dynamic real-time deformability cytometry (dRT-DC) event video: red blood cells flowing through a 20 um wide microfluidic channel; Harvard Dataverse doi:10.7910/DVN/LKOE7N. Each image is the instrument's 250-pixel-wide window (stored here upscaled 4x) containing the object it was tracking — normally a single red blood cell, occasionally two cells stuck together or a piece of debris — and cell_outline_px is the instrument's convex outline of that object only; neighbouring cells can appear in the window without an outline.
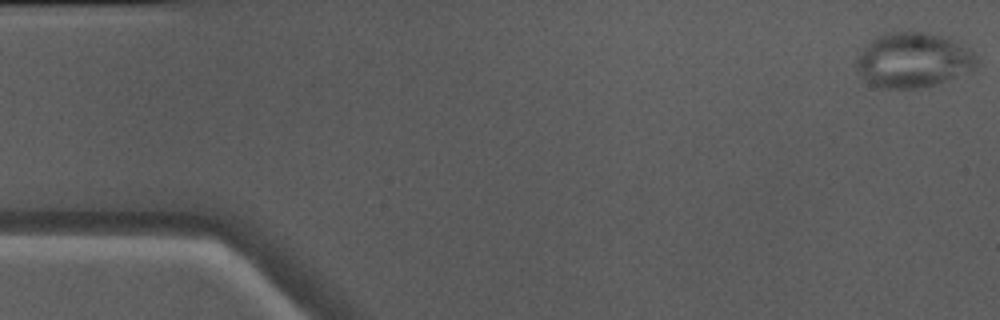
{"species": "Egyptian fruit bat (a non-hibernating species)", "species_latin": "Rousettus aegyptiacus", "temperature_condition": "warm", "stored_images_in_passage": 50, "camera_frame_rate_fps": 3000, "um_per_image_px": 0.085, "animal": {"sex": "male"}, "frame": {"image": 1, "passage_image": 1, "time_ms": 0.0, "image_size_px": [1000, 320], "cell_outline_px": [[980, 64], [976, 68], [956, 76], [920, 88], [884, 88], [872, 84], [864, 80], [860, 76], [856, 68], [856, 60], [864, 48], [872, 40], [888, 32], [920, 32], [940, 36], [968, 48], [980, 60]], "centroid_in_image_um": [77.61, 5.12], "position_along_channel_um": 7.4, "area_um2": 37.74}}
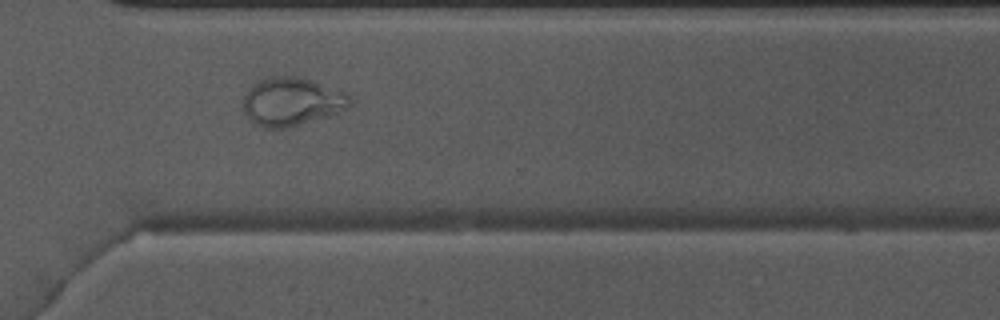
{"frame": {"image": 2, "passage_image": 36, "time_ms": 11.667, "image_size_px": [1000, 320], "cell_outline_px": [[352, 104], [348, 108], [288, 128], [264, 128], [248, 120], [244, 112], [244, 96], [248, 88], [252, 84], [268, 76], [296, 76], [344, 92], [352, 100]], "centroid_in_image_um": [24.73, 8.64], "position_along_channel_um": 345.9, "area_um2": 29.65}}
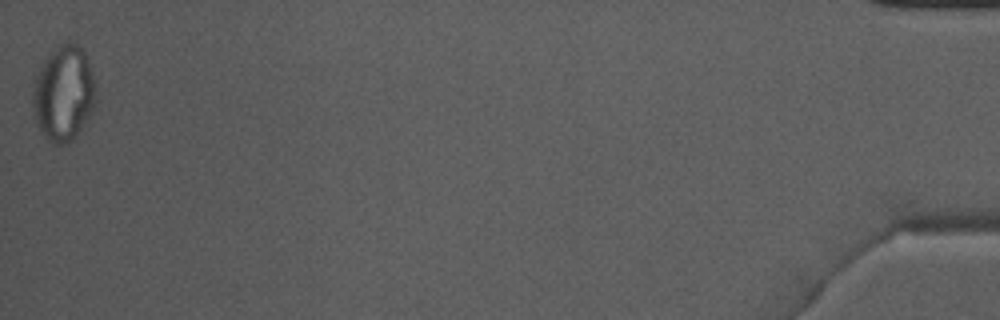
{"frame": {"image": 3, "passage_image": 50, "time_ms": 16.333, "image_size_px": [1000, 320], "cell_outline_px": [[92, 112], [76, 136], [64, 144], [52, 144], [40, 132], [36, 120], [32, 104], [32, 92], [36, 76], [44, 60], [64, 40], [68, 40], [76, 44], [84, 52], [88, 60], [92, 76]], "centroid_in_image_um": [5.36, 7.95], "position_along_channel_um": 429.8, "area_um2": 34.28}}